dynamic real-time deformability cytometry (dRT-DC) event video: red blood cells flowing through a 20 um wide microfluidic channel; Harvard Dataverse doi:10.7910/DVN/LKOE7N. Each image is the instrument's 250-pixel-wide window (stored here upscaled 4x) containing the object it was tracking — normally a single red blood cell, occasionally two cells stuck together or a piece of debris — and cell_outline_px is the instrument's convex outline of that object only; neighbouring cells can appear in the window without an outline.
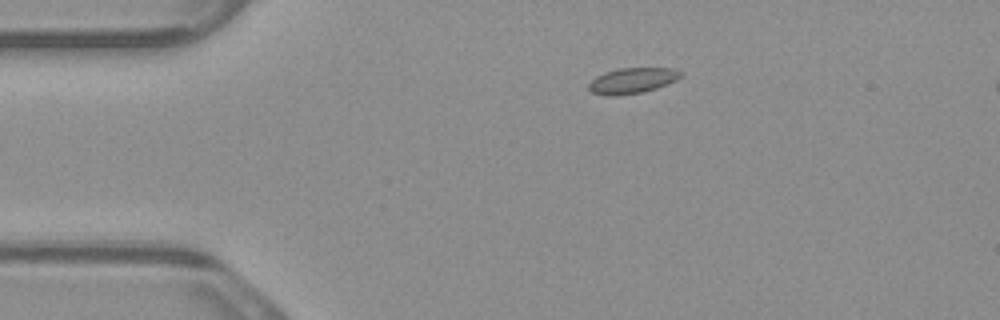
{"species": "common noctule bat (a hibernating species)", "species_latin": "Nyctalus noctula", "temperature_condition": "warm", "stored_images_in_passage": 5, "camera_frame_rate_fps": 3000, "um_per_image_px": 0.085, "animal": {"sex": "male", "body_mass_g": 23.1, "forearm_length_mm": 52.7}, "frame": {"image": 1, "passage_image": 3, "time_ms": 0.667, "image_size_px": [1000, 320], "cell_outline_px": [[684, 76], [668, 84], [644, 92], [616, 96], [604, 96], [592, 92], [588, 88], [588, 84], [596, 76], [604, 72], [620, 68], [672, 68], [684, 72]], "centroid_in_image_um": [53.77, 6.85], "position_along_channel_um": 31.2, "area_um2": 13.99}}
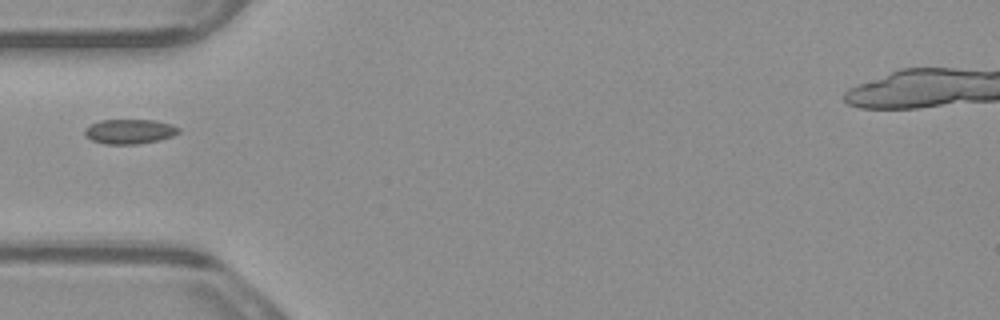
{"frame": {"image": 2, "passage_image": 5, "time_ms": 1.333, "image_size_px": [1000, 320], "cell_outline_px": [[180, 132], [172, 136], [160, 140], [136, 144], [104, 144], [92, 140], [84, 136], [84, 128], [100, 120], [156, 120], [172, 124], [180, 128]], "centroid_in_image_um": [11.02, 11.17], "position_along_channel_um": 74.0, "area_um2": 13.64}}